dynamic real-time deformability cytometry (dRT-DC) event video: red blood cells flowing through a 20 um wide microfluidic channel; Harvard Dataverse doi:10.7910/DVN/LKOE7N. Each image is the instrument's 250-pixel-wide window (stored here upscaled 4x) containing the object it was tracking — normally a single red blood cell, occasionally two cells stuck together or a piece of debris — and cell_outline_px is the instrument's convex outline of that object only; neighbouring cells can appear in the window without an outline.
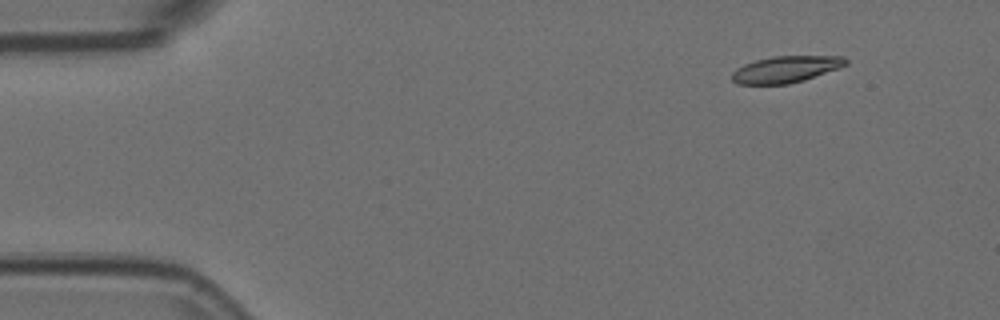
{"species": "Egyptian fruit bat (a non-hibernating species)", "species_latin": "Rousettus aegyptiacus", "temperature_condition": "room temperature", "stored_images_in_passage": 50, "camera_frame_rate_fps": 3000, "um_per_image_px": 0.085, "animal": {"sex": "female"}, "frame": {"image": 1, "passage_image": 1, "time_ms": 0.0, "image_size_px": [1000, 320], "cell_outline_px": [[848, 64], [840, 68], [804, 80], [788, 84], [736, 84], [732, 80], [732, 72], [736, 68], [744, 64], [756, 60], [772, 56], [844, 56], [848, 60]], "centroid_in_image_um": [66.81, 5.89], "position_along_channel_um": 18.2, "area_um2": 17.74}}
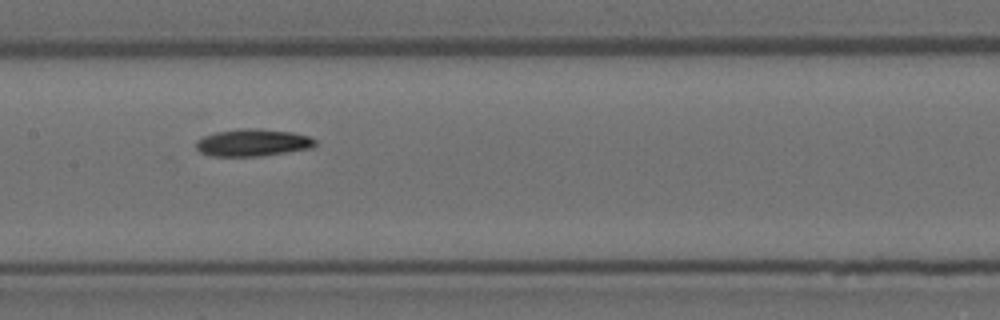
{"frame": {"image": 2, "passage_image": 22, "time_ms": 7.0, "image_size_px": [1000, 320], "cell_outline_px": [[316, 144], [312, 148], [260, 156], [212, 156], [200, 152], [196, 148], [196, 140], [204, 136], [216, 132], [240, 128], [256, 128], [292, 132], [308, 136], [316, 140]], "centroid_in_image_um": [21.47, 12.12], "position_along_channel_um": 185.9, "area_um2": 18.9}}
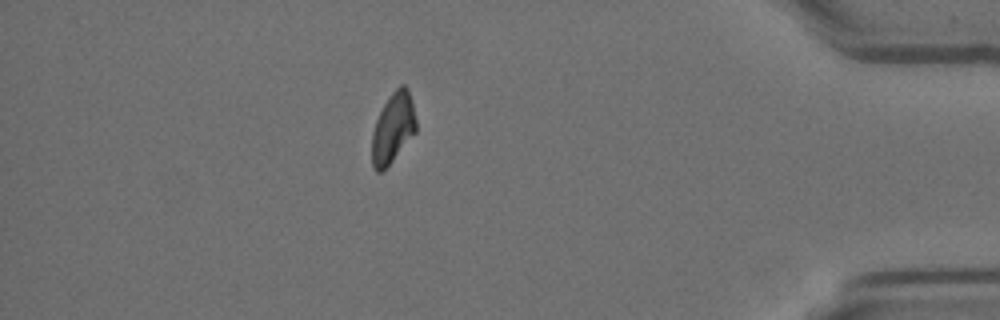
{"frame": {"image": 3, "passage_image": 43, "time_ms": 14.0, "image_size_px": [1000, 320], "cell_outline_px": [[416, 132], [392, 160], [380, 172], [376, 172], [372, 168], [372, 132], [376, 120], [384, 104], [392, 92], [400, 84], [404, 84], [408, 88], [412, 100], [416, 120]], "centroid_in_image_um": [33.4, 10.85], "position_along_channel_um": 401.8, "area_um2": 17.92}, "authors_computed_cell_mechanics": {"area_um2": 18.3804, "velocity_mm_per_s": 3.7121, "shape_relaxation_time_tau1_ms": 8.9055, "shape_relaxation_time_tau2_ms": null, "deformation_change_tau1": 0.202, "deformation_change_tau2": null}}